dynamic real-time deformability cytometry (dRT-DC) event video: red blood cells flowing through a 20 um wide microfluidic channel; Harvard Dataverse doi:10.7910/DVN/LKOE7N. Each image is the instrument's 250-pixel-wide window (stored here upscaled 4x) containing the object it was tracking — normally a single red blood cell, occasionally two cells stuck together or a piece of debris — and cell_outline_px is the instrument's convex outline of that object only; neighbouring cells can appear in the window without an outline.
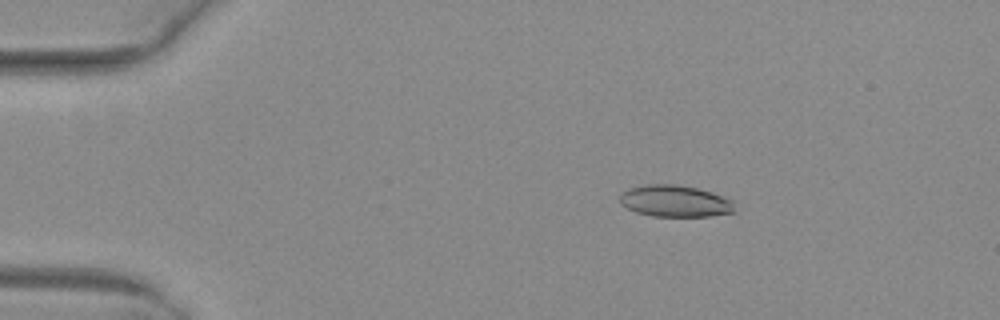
{"species": "common noctule bat (a hibernating species)", "species_latin": "Nyctalus noctula", "temperature_condition": "warm", "stored_images_in_passage": 45, "camera_frame_rate_fps": 3000, "um_per_image_px": 0.085, "animal": {"sex": "female", "body_mass_g": 29.2, "forearm_length_mm": 56.3}, "frame": {"image": 1, "passage_image": 3, "time_ms": 0.667, "image_size_px": [1000, 320], "cell_outline_px": [[736, 212], [712, 216], [652, 216], [636, 212], [620, 204], [620, 192], [628, 188], [644, 184], [676, 184], [696, 188], [712, 192], [732, 200]], "centroid_in_image_um": [57.36, 17.09], "position_along_channel_um": 27.6, "area_um2": 21.39}}
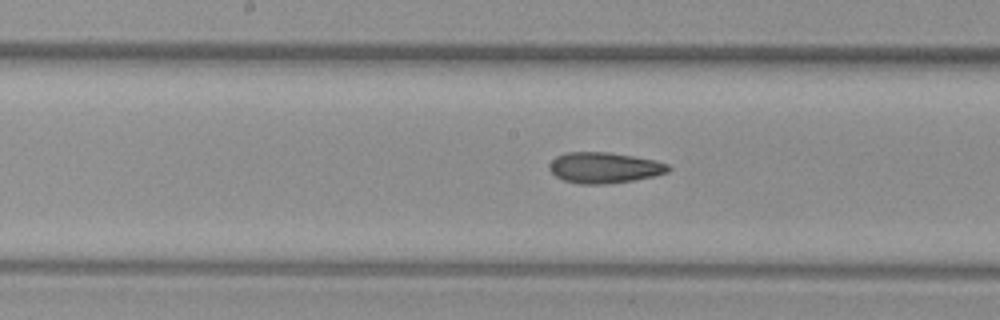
{"frame": {"image": 2, "passage_image": 21, "time_ms": 6.667, "image_size_px": [1000, 320], "cell_outline_px": [[672, 168], [668, 172], [656, 176], [632, 180], [604, 184], [580, 184], [564, 180], [556, 176], [548, 168], [548, 164], [556, 156], [564, 152], [608, 152], [656, 160], [668, 164]], "centroid_in_image_um": [51.36, 14.25], "position_along_channel_um": 196.8, "area_um2": 21.44}}
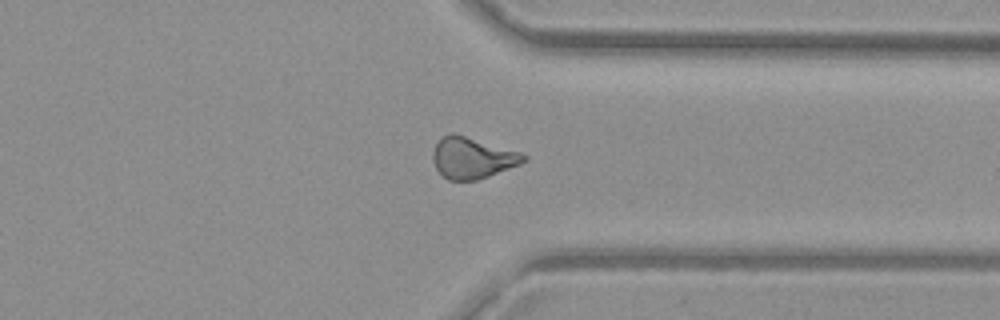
{"frame": {"image": 3, "passage_image": 34, "time_ms": 11.0, "image_size_px": [1000, 320], "cell_outline_px": [[528, 160], [520, 164], [488, 176], [476, 180], [448, 180], [436, 168], [432, 160], [432, 152], [436, 144], [444, 136], [452, 132], [520, 152], [528, 156]], "centroid_in_image_um": [40.15, 13.42], "position_along_channel_um": 371.2, "area_um2": 21.56}, "authors_computed_cell_mechanics": {"area_um2": 21.3282, "velocity_mm_per_s": 4.0549, "shape_relaxation_time_tau1_ms": null, "shape_relaxation_time_tau2_ms": 3.4566, "deformation_change_tau1": null, "deformation_change_tau2": 0.1273}}